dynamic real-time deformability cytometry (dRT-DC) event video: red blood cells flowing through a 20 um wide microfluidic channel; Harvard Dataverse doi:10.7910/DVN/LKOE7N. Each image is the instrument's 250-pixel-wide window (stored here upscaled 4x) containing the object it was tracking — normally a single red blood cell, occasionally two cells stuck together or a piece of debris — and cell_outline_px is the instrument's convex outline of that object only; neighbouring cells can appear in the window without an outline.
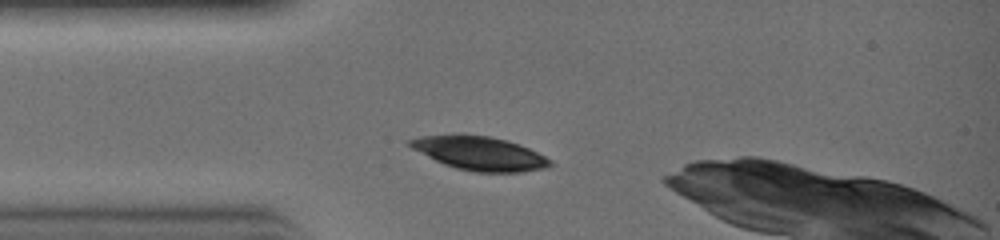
{"species": "common noctule bat (a hibernating species)", "species_latin": "Nyctalus noctula", "temperature_condition": "warm", "stored_images_in_passage": 5, "camera_frame_rate_fps": 3000, "um_per_image_px": 0.085, "animal": {"sex": "female", "body_mass_g": 19.0, "forearm_length_mm": 51.5}, "frame": {"image": 1, "passage_image": 1, "time_ms": 0.0, "image_size_px": [1000, 240], "cell_outline_px": [[552, 164], [548, 168], [524, 172], [476, 172], [456, 168], [444, 164], [412, 148], [408, 144], [408, 140], [420, 136], [456, 132], [464, 132], [488, 136], [508, 140], [520, 144], [552, 160]], "centroid_in_image_um": [40.76, 13.0], "position_along_channel_um": 44.2, "area_um2": 28.09}}
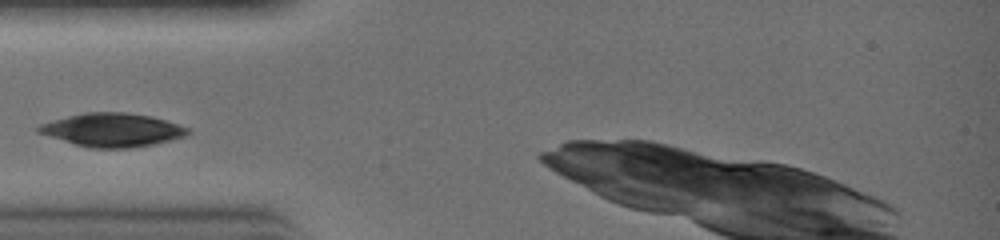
{"frame": {"image": 2, "passage_image": 3, "time_ms": 0.667, "image_size_px": [1000, 240], "cell_outline_px": [[192, 132], [184, 136], [156, 144], [128, 148], [88, 148], [36, 132], [36, 128], [40, 124], [52, 120], [84, 112], [124, 112], [148, 116], [164, 120], [188, 128]], "centroid_in_image_um": [9.52, 11.05], "position_along_channel_um": 75.5, "area_um2": 28.9}}